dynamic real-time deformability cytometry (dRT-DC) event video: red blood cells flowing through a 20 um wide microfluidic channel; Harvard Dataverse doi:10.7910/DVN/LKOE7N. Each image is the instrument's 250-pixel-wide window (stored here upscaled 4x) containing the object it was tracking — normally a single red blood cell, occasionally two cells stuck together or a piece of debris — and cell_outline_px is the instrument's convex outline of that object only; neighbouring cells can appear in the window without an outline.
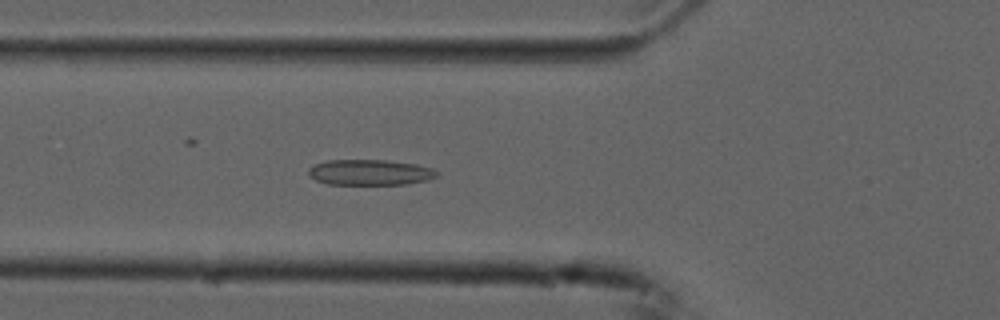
{"species": "common noctule bat (a hibernating species)", "species_latin": "Nyctalus noctula", "temperature_condition": "cold", "stored_images_in_passage": 52, "camera_frame_rate_fps": 3000, "um_per_image_px": 0.085, "animal": {"sex": "male", "forearm_length_mm": 52.5}, "frame": {"image": 1, "passage_image": 17, "time_ms": 5.333, "image_size_px": [1000, 320], "cell_outline_px": [[440, 176], [428, 180], [404, 184], [328, 184], [316, 180], [308, 176], [308, 168], [312, 164], [328, 160], [384, 160], [416, 164], [432, 168], [440, 172]], "centroid_in_image_um": [31.45, 14.65], "position_along_channel_um": 94.4, "area_um2": 19.36}}
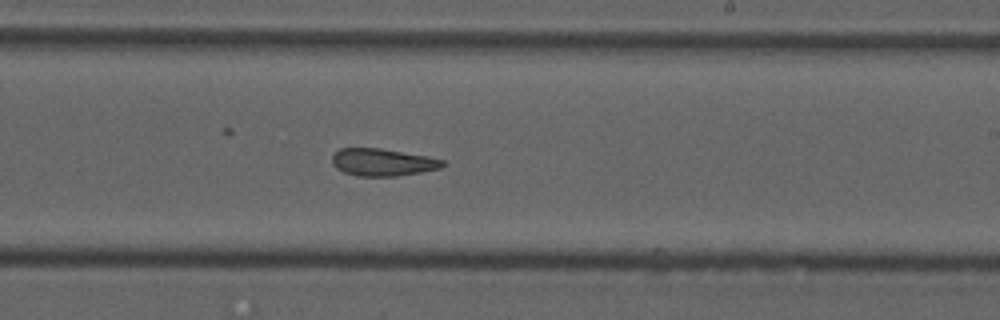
{"frame": {"image": 2, "passage_image": 30, "time_ms": 9.667, "image_size_px": [1000, 320], "cell_outline_px": [[444, 164], [440, 168], [420, 172], [396, 176], [356, 176], [344, 172], [336, 168], [332, 164], [332, 156], [340, 148], [380, 148], [424, 156], [444, 160]], "centroid_in_image_um": [32.47, 13.79], "position_along_channel_um": 256.5, "area_um2": 17.4}}
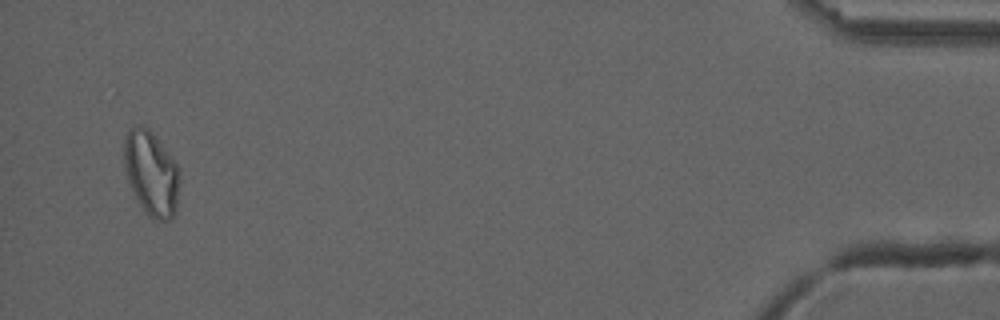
{"frame": {"image": 3, "passage_image": 50, "time_ms": 16.333, "image_size_px": [1000, 320], "cell_outline_px": [[180, 180], [176, 212], [172, 220], [156, 220], [148, 216], [140, 204], [128, 180], [124, 164], [124, 140], [128, 132], [132, 128], [140, 124], [148, 128], [152, 132], [180, 168]], "centroid_in_image_um": [12.89, 14.75], "position_along_channel_um": 422.3, "area_um2": 27.34}, "authors_computed_cell_mechanics": {"area_um2": 20.4901, "velocity_mm_per_s": 3.7368, "shape_relaxation_time_tau1_ms": null, "shape_relaxation_time_tau2_ms": 2.4639, "deformation_change_tau1": null, "deformation_change_tau2": 0.0927}}